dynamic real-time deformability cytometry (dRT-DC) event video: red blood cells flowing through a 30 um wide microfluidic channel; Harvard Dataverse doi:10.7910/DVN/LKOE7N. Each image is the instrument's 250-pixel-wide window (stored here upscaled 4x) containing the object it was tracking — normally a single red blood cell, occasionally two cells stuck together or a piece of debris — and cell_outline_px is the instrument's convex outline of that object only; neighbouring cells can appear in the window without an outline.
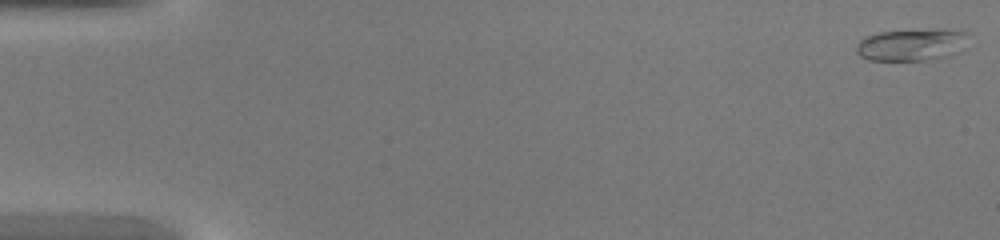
{"species": "common noctule bat (a hibernating species)", "species_latin": "Nyctalus noctula", "temperature_condition": "warm", "stored_images_in_passage": 44, "camera_frame_rate_fps": 3000, "um_per_image_px": 0.085, "animal": {"sex": "female", "body_mass_g": 20.0, "forearm_length_mm": 54.0}, "frame": {"image": 1, "passage_image": 1, "time_ms": 0.0, "image_size_px": [1000, 240], "cell_outline_px": [[968, 32], [952, 52], [948, 56], [924, 60], [868, 60], [860, 56], [856, 52], [856, 44], [864, 36], [880, 32], [940, 28], [944, 28]], "centroid_in_image_um": [77.33, 3.78], "position_along_channel_um": 7.7, "area_um2": 20.4}}
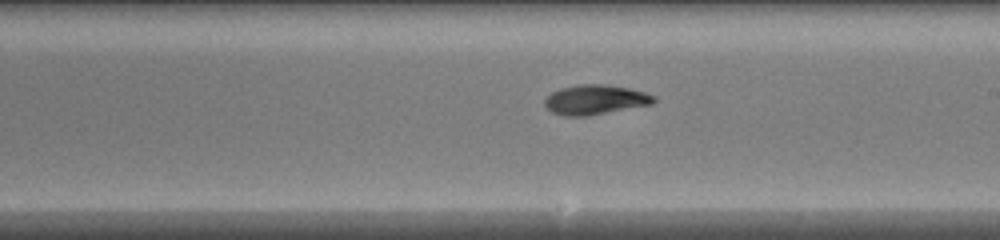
{"frame": {"image": 2, "passage_image": 26, "time_ms": 8.333, "image_size_px": [1000, 240], "cell_outline_px": [[656, 100], [652, 104], [588, 116], [564, 116], [552, 112], [544, 104], [544, 100], [552, 92], [560, 88], [580, 84], [604, 84], [628, 88], [644, 92], [656, 96]], "centroid_in_image_um": [50.59, 8.47], "position_along_channel_um": 238.4, "area_um2": 18.84}}
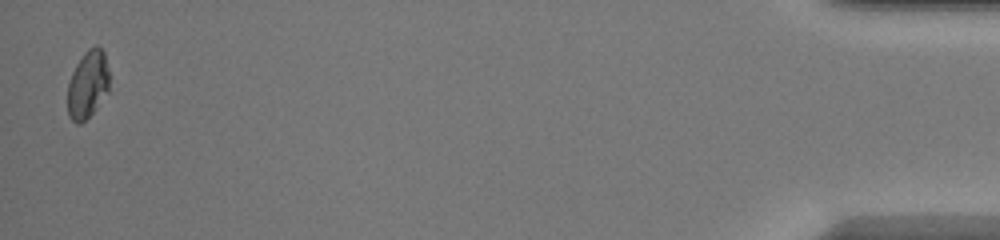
{"frame": {"image": 3, "passage_image": 44, "time_ms": 14.333, "image_size_px": [1000, 240], "cell_outline_px": [[108, 92], [96, 108], [80, 124], [76, 124], [68, 116], [68, 84], [72, 72], [76, 64], [84, 52], [88, 48], [96, 44], [104, 52], [108, 72]], "centroid_in_image_um": [7.44, 7.17], "position_along_channel_um": 427.8, "area_um2": 16.36}}